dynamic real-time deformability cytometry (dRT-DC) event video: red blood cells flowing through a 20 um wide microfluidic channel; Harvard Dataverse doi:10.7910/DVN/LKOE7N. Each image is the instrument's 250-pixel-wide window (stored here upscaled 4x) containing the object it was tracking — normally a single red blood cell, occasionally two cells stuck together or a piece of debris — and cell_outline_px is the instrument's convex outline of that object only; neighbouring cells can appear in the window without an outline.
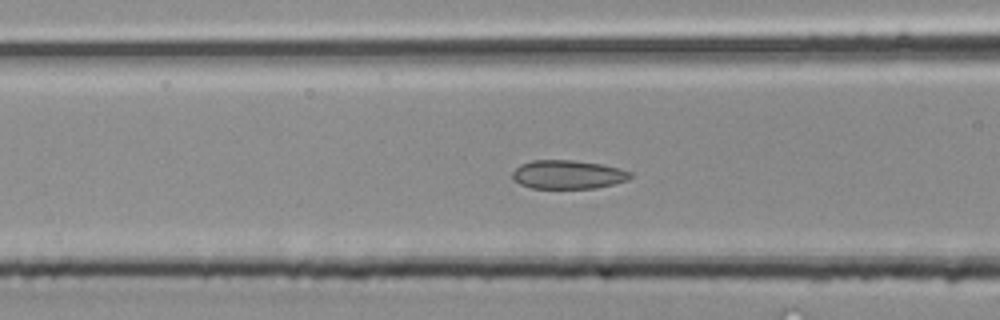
{"species": "common noctule bat (a hibernating species)", "species_latin": "Nyctalus noctula", "temperature_condition": "room temperature", "stored_images_in_passage": 38, "camera_frame_rate_fps": 3000, "um_per_image_px": 0.085, "animal": {"sex": "male", "body_mass_g": 20.4}, "frame": {"image": 1, "passage_image": 13, "time_ms": 4.0, "image_size_px": [1000, 320], "cell_outline_px": [[632, 176], [628, 180], [596, 188], [532, 188], [520, 184], [512, 180], [512, 172], [520, 164], [532, 160], [572, 160], [600, 164], [620, 168], [632, 172]], "centroid_in_image_um": [48.25, 14.83], "position_along_channel_um": 118.3, "area_um2": 19.77}}
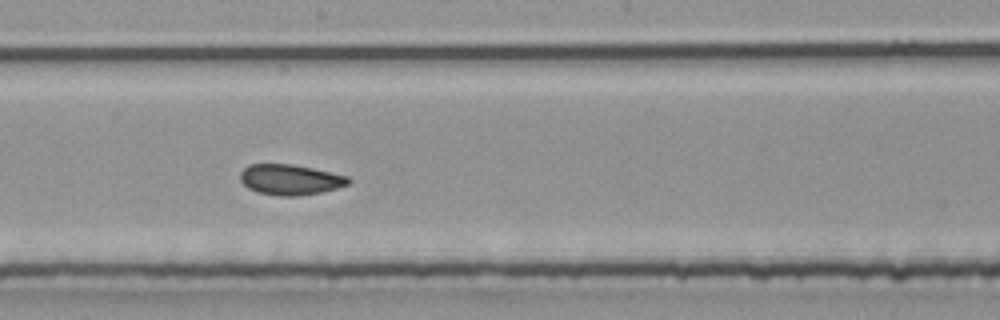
{"frame": {"image": 2, "passage_image": 19, "time_ms": 6.0, "image_size_px": [1000, 320], "cell_outline_px": [[352, 180], [348, 184], [336, 188], [320, 192], [296, 196], [280, 196], [260, 192], [248, 188], [240, 180], [240, 172], [248, 164], [292, 164], [312, 168], [348, 176]], "centroid_in_image_um": [24.66, 15.26], "position_along_channel_um": 223.5, "area_um2": 19.07}}
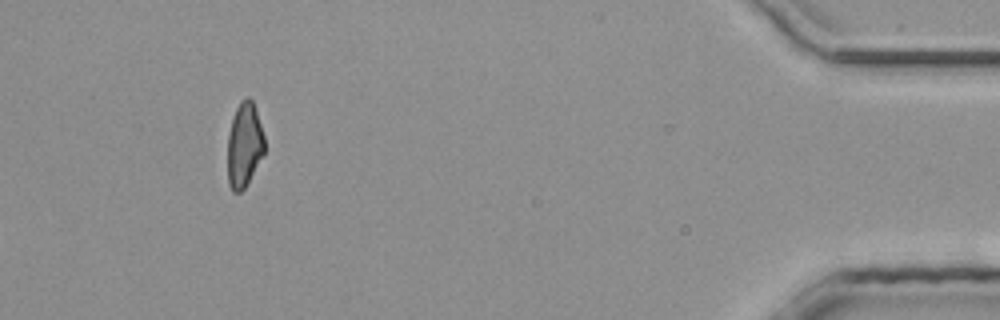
{"frame": {"image": 3, "passage_image": 38, "time_ms": 12.333, "image_size_px": [1000, 320], "cell_outline_px": [[264, 152], [244, 188], [240, 192], [232, 192], [228, 184], [228, 136], [232, 116], [240, 100], [248, 96], [252, 100], [264, 136]], "centroid_in_image_um": [20.74, 12.3], "position_along_channel_um": 414.5, "area_um2": 17.98}}